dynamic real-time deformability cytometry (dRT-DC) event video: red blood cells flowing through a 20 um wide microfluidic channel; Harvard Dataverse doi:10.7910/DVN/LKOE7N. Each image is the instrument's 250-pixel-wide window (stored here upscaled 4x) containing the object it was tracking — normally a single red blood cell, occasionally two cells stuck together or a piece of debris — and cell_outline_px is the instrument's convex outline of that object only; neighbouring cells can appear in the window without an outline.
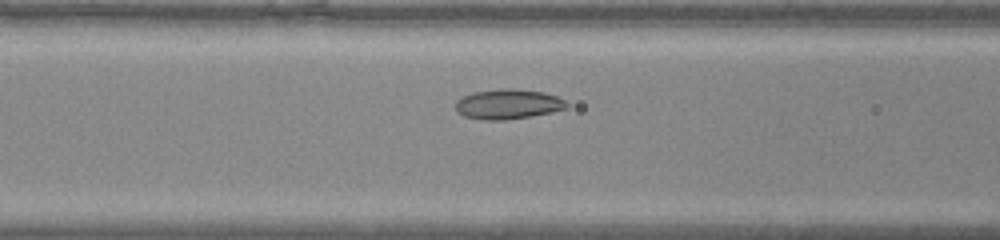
{"species": "common noctule bat (a hibernating species)", "species_latin": "Nyctalus noctula", "temperature_condition": "warm", "stored_images_in_passage": 39, "camera_frame_rate_fps": 3000, "um_per_image_px": 0.085, "animal": {"sex": "male", "body_mass_g": 20.0, "forearm_length_mm": 53.3}, "frame": {"image": 1, "passage_image": 12, "time_ms": 3.667, "image_size_px": [1000, 240], "cell_outline_px": [[568, 108], [552, 112], [532, 116], [504, 120], [484, 120], [464, 116], [456, 112], [456, 100], [472, 92], [508, 88], [512, 88], [544, 92], [556, 96], [564, 100], [568, 104]], "centroid_in_image_um": [43.18, 8.85], "position_along_channel_um": 123.4, "area_um2": 19.42}}
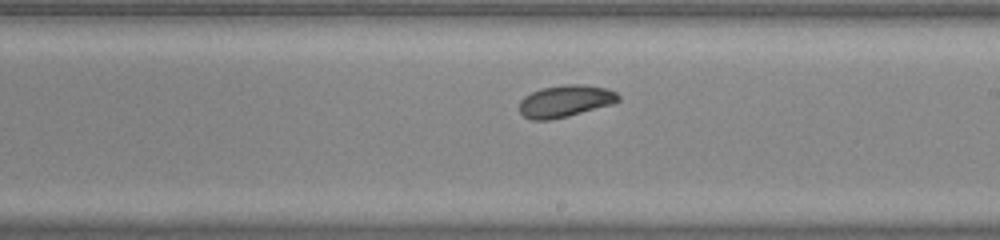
{"frame": {"image": 2, "passage_image": 20, "time_ms": 6.333, "image_size_px": [1000, 240], "cell_outline_px": [[620, 100], [612, 104], [568, 116], [548, 120], [532, 120], [524, 116], [520, 112], [520, 100], [524, 96], [540, 88], [564, 84], [584, 84], [608, 88], [616, 92], [620, 96]], "centroid_in_image_um": [48.06, 8.58], "position_along_channel_um": 240.9, "area_um2": 18.55}}
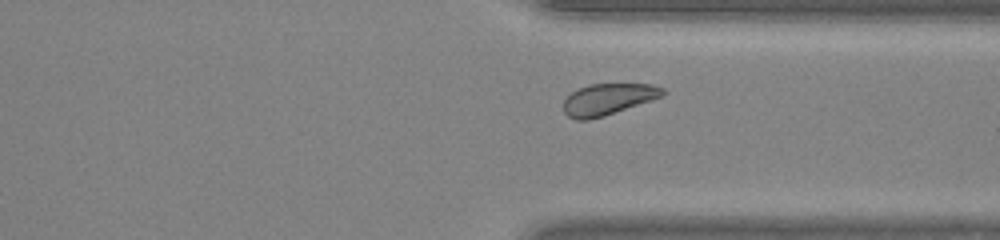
{"frame": {"image": 3, "passage_image": 28, "time_ms": 9.0, "image_size_px": [1000, 240], "cell_outline_px": [[664, 96], [604, 116], [588, 120], [576, 120], [568, 116], [564, 112], [564, 100], [572, 92], [588, 84], [652, 84], [664, 88]], "centroid_in_image_um": [51.69, 8.44], "position_along_channel_um": 359.7, "area_um2": 18.09}}